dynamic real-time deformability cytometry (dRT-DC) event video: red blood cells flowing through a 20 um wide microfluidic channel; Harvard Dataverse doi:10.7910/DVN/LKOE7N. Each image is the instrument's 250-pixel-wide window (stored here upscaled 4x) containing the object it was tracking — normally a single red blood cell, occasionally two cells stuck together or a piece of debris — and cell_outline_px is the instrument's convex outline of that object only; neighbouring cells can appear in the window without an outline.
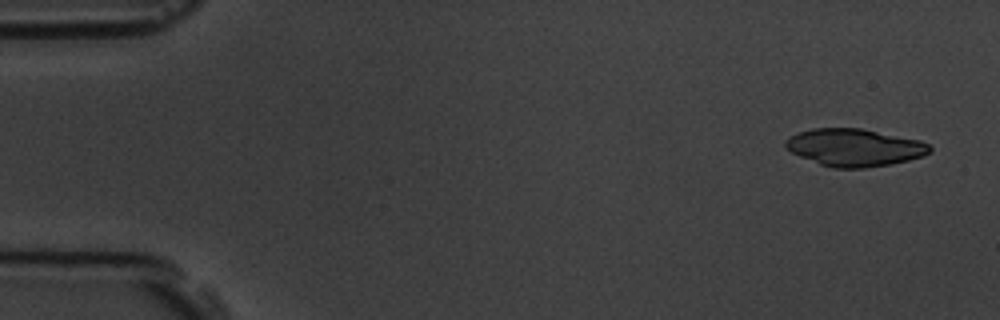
{"species": "common noctule bat (a hibernating species)", "species_latin": "Nyctalus noctula", "temperature_condition": "room temperature", "stored_images_in_passage": 6, "camera_frame_rate_fps": 3000, "um_per_image_px": 0.085, "animal": {"sex": "male", "body_mass_g": 19.5, "forearm_length_mm": 54.6}, "frame": {"image": 1, "passage_image": 1, "time_ms": 0.0, "image_size_px": [1000, 320], "cell_outline_px": [[932, 152], [924, 156], [908, 160], [888, 164], [864, 168], [832, 168], [820, 164], [800, 156], [784, 148], [784, 140], [800, 132], [812, 128], [860, 128], [920, 140], [928, 144], [932, 148]], "centroid_in_image_um": [72.63, 12.54], "position_along_channel_um": 12.4, "area_um2": 31.39}}